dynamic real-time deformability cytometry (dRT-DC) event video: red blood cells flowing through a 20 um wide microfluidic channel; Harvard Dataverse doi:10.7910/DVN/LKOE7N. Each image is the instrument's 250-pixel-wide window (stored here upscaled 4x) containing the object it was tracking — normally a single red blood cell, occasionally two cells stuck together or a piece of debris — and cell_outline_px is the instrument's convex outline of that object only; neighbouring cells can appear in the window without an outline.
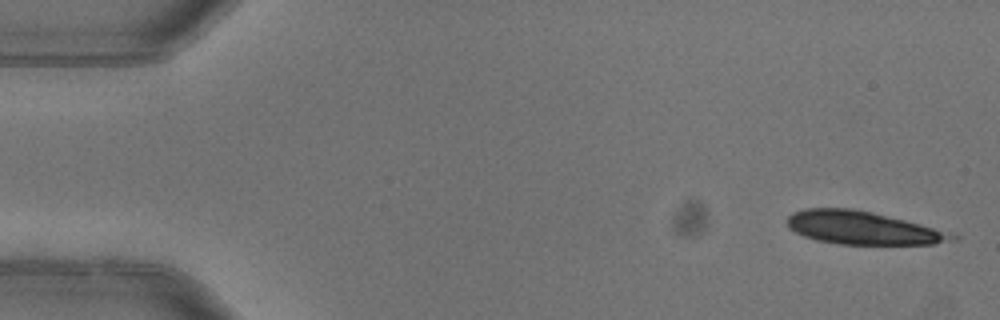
{"species": "common noctule bat (a hibernating species)", "species_latin": "Nyctalus noctula", "temperature_condition": "warm", "stored_images_in_passage": 3, "camera_frame_rate_fps": 3000, "um_per_image_px": 0.085, "animal": {"sex": "female"}, "frame": {"image": 1, "passage_image": 1, "time_ms": 0.0, "image_size_px": [1000, 320], "cell_outline_px": [[960, 236], [956, 240], [932, 244], [840, 244], [816, 240], [804, 236], [788, 228], [788, 216], [792, 212], [804, 208], [852, 208], [872, 212], [920, 224]], "centroid_in_image_um": [73.28, 19.37], "position_along_channel_um": 11.7, "area_um2": 31.5}}